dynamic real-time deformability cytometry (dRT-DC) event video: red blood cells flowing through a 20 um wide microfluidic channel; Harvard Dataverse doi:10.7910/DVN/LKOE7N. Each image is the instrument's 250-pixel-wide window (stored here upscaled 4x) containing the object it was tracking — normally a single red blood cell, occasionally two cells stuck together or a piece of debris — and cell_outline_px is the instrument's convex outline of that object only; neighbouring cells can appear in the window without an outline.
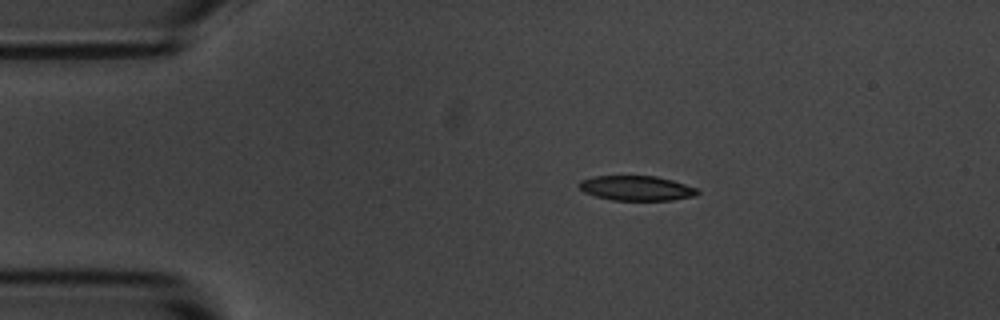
{"species": "common noctule bat (a hibernating species)", "species_latin": "Nyctalus noctula", "temperature_condition": "room temperature", "stored_images_in_passage": 7, "camera_frame_rate_fps": 3000, "um_per_image_px": 0.085, "animal": {"sex": "male", "body_mass_g": 20.1, "forearm_length_mm": 53.5}, "frame": {"image": 1, "passage_image": 1, "time_ms": 0.0, "image_size_px": [1000, 320], "cell_outline_px": [[700, 192], [696, 196], [672, 200], [612, 200], [596, 196], [584, 192], [576, 184], [580, 180], [592, 176], [656, 176], [672, 180], [696, 188]], "centroid_in_image_um": [54.08, 15.99], "position_along_channel_um": 30.9, "area_um2": 17.17}}
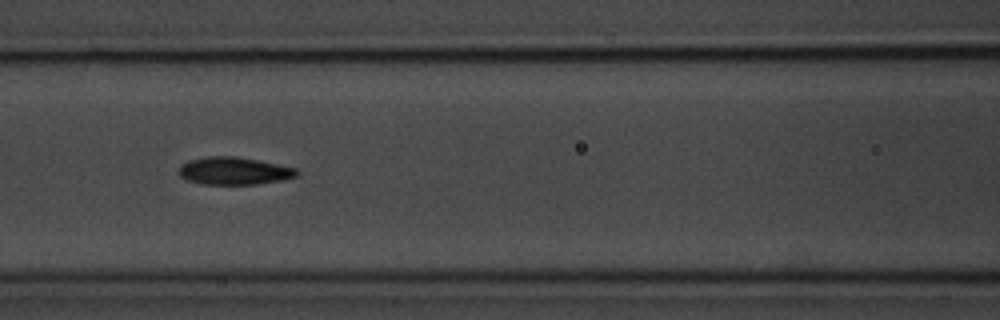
{"frame": {"image": 2, "passage_image": 5, "time_ms": 4.333, "image_size_px": [1000, 320], "cell_outline_px": [[300, 172], [296, 176], [280, 180], [256, 184], [200, 184], [188, 180], [180, 176], [180, 164], [188, 160], [204, 156], [236, 156], [296, 168]], "centroid_in_image_um": [19.86, 14.52], "position_along_channel_um": 146.7, "area_um2": 18.84}}
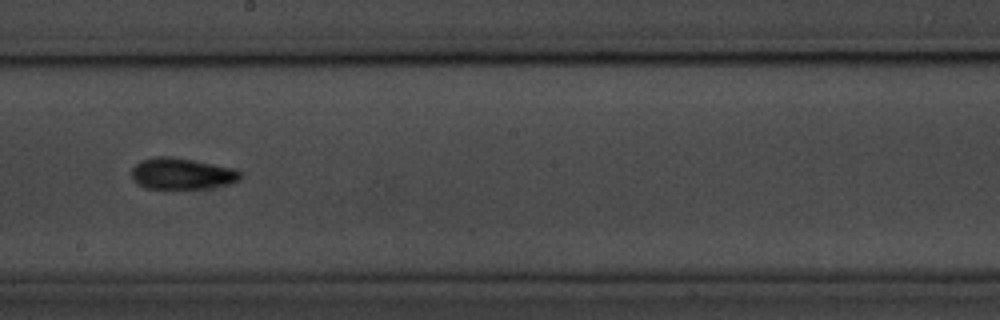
{"frame": {"image": 3, "passage_image": 7, "time_ms": 6.667, "image_size_px": [1000, 320], "cell_outline_px": [[244, 176], [240, 180], [228, 184], [204, 188], [144, 188], [136, 184], [132, 176], [132, 168], [140, 160], [156, 156], [172, 156], [236, 168], [244, 172]], "centroid_in_image_um": [15.5, 14.75], "position_along_channel_um": 232.7, "area_um2": 20.11}}